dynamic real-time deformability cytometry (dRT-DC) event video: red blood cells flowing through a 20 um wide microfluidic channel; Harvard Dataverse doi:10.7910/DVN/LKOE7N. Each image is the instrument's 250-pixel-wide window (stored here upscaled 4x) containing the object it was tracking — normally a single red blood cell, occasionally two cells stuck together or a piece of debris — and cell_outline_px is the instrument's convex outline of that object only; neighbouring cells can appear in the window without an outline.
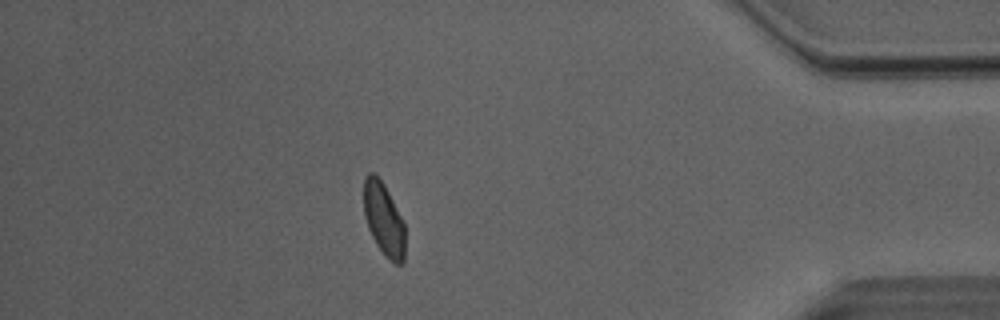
{"species": "Egyptian fruit bat (a non-hibernating species)", "species_latin": "Rousettus aegyptiacus", "temperature_condition": "room temperature", "stored_images_in_passage": 45, "camera_frame_rate_fps": 3000, "um_per_image_px": 0.085, "animal": {"sex": "male"}, "frame": {"image": 1, "passage_image": 44, "time_ms": 14.333, "image_size_px": [1000, 320], "cell_outline_px": [[404, 260], [400, 264], [396, 264], [388, 260], [384, 256], [376, 244], [368, 228], [364, 216], [364, 176], [368, 172], [372, 172], [384, 184], [404, 224]], "centroid_in_image_um": [32.6, 18.66], "position_along_channel_um": 402.6, "area_um2": 17.4}}